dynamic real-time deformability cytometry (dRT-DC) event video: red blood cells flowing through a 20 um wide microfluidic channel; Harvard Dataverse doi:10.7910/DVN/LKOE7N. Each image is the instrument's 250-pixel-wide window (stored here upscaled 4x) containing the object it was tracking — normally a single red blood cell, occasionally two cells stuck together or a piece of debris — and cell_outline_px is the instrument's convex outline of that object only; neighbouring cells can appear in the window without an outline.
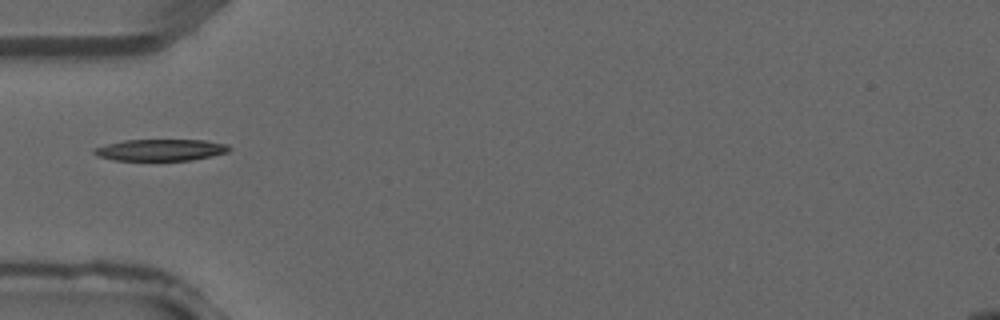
{"species": "common noctule bat (a hibernating species)", "species_latin": "Nyctalus noctula", "temperature_condition": "warm", "stored_images_in_passage": 4, "camera_frame_rate_fps": 3000, "um_per_image_px": 0.085, "animal": {"sex": "male", "forearm_length_mm": 52.5}, "frame": {"image": 1, "passage_image": 4, "time_ms": 1.0, "image_size_px": [1000, 320], "cell_outline_px": [[232, 148], [228, 152], [212, 156], [192, 160], [116, 160], [96, 156], [92, 152], [92, 148], [124, 140], [204, 140], [228, 144]], "centroid_in_image_um": [13.66, 12.74], "position_along_channel_um": 71.3, "area_um2": 17.05}}